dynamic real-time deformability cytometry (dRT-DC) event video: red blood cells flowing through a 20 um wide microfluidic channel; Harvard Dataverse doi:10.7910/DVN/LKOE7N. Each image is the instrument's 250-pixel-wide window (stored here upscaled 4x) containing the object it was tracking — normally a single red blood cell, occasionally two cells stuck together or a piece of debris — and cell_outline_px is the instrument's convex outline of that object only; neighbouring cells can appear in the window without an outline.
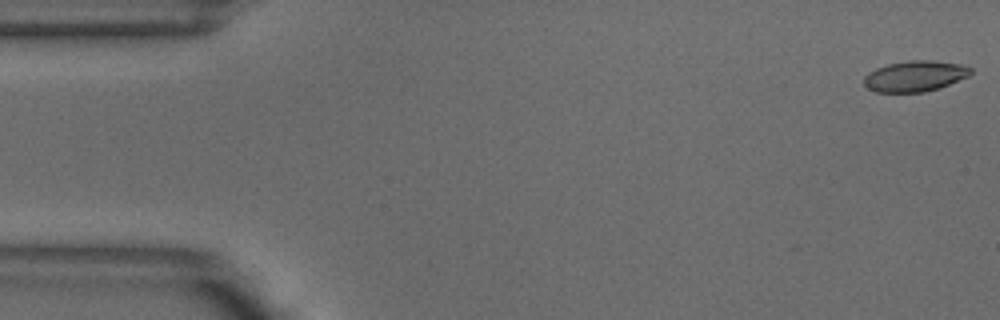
{"species": "common noctule bat (a hibernating species)", "species_latin": "Nyctalus noctula", "temperature_condition": "warm", "stored_images_in_passage": 51, "camera_frame_rate_fps": 3000, "um_per_image_px": 0.085, "animal": {"sex": "male", "body_mass_g": 18.8}, "frame": {"image": 1, "passage_image": 1, "time_ms": 0.0, "image_size_px": [1000, 320], "cell_outline_px": [[972, 72], [968, 76], [948, 84], [924, 92], [876, 92], [868, 88], [864, 84], [864, 76], [868, 72], [876, 68], [888, 64], [908, 60], [932, 60], [960, 64], [972, 68]], "centroid_in_image_um": [77.74, 6.46], "position_along_channel_um": 7.3, "area_um2": 19.02}}
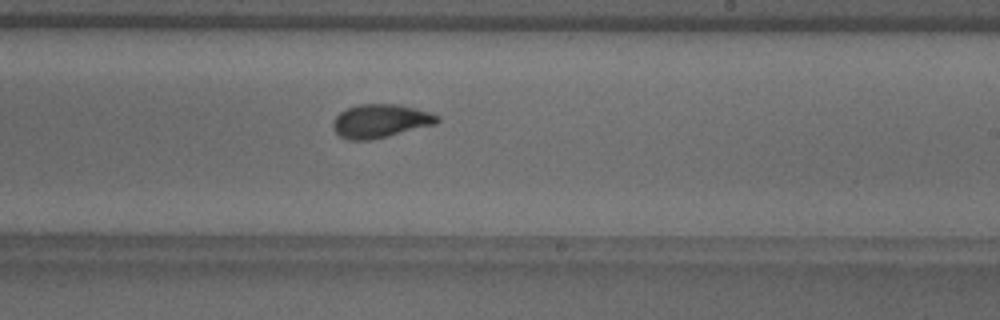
{"frame": {"image": 2, "passage_image": 30, "time_ms": 9.667, "image_size_px": [1000, 320], "cell_outline_px": [[440, 120], [436, 124], [388, 136], [368, 140], [348, 140], [340, 136], [332, 128], [332, 120], [340, 112], [356, 104], [396, 104], [416, 108], [440, 116]], "centroid_in_image_um": [32.32, 10.28], "position_along_channel_um": 256.7, "area_um2": 20.4}}
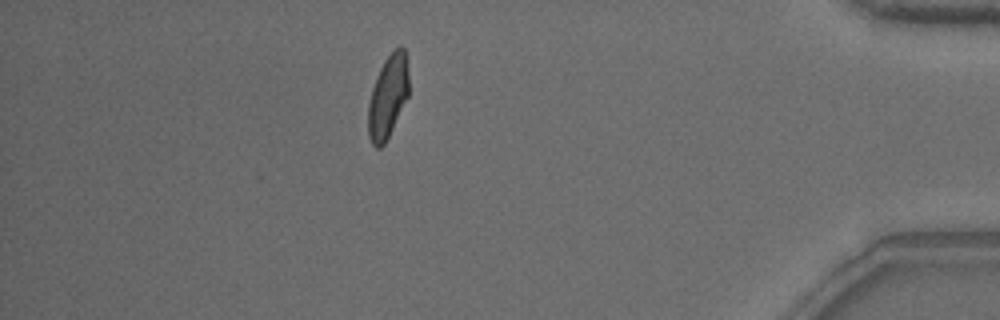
{"frame": {"image": 3, "passage_image": 45, "time_ms": 14.667, "image_size_px": [1000, 320], "cell_outline_px": [[408, 96], [384, 144], [380, 148], [376, 148], [372, 144], [368, 136], [368, 104], [372, 88], [376, 76], [384, 60], [400, 44], [404, 48], [408, 64]], "centroid_in_image_um": [32.96, 8.19], "position_along_channel_um": 402.2, "area_um2": 19.54}, "authors_computed_cell_mechanics": {"area_um2": 19.941, "velocity_mm_per_s": 3.87, "shape_relaxation_time_tau1_ms": 5.145, "shape_relaxation_time_tau2_ms": 1.2163, "deformation_change_tau1": 0.1575, "deformation_change_tau2": 0.0647}}